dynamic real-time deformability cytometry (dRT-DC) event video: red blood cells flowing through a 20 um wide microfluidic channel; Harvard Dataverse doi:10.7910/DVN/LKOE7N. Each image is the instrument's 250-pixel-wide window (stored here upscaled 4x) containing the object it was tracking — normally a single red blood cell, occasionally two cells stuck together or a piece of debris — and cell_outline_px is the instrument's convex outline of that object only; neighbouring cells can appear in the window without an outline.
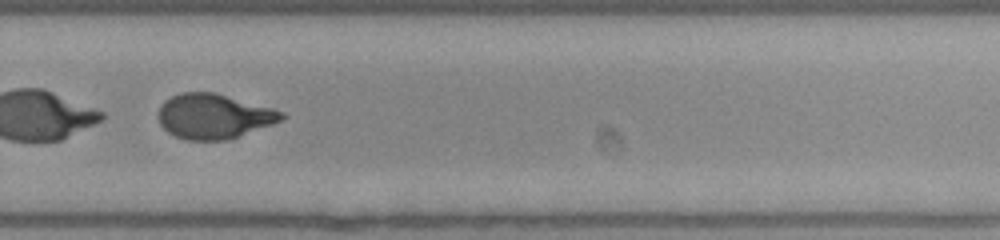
{"species": "human", "species_latin": "Homo sapiens", "temperature_condition": "room temperature", "stored_images_in_passage": 36, "camera_frame_rate_fps": 3000, "um_per_image_px": 0.085, "donor": {"sex": "female"}, "frame": {"image": 1, "passage_image": 21, "time_ms": 6.667, "image_size_px": [1000, 240], "cell_outline_px": [[288, 116], [284, 120], [228, 140], [184, 140], [168, 132], [160, 124], [156, 116], [160, 104], [164, 100], [180, 92], [216, 92], [272, 108], [284, 112]], "centroid_in_image_um": [18.17, 9.88], "position_along_channel_um": 311.6, "area_um2": 32.66}, "authors_computed_cell_mechanics": {"area_um2": 33.0327, "velocity_mm_per_s": 3.9173, "shape_relaxation_time_tau1_ms": 1.6834, "shape_relaxation_time_tau2_ms": 1.1709, "deformation_change_tau1": 0.3182, "deformation_change_tau2": 0.0666}}